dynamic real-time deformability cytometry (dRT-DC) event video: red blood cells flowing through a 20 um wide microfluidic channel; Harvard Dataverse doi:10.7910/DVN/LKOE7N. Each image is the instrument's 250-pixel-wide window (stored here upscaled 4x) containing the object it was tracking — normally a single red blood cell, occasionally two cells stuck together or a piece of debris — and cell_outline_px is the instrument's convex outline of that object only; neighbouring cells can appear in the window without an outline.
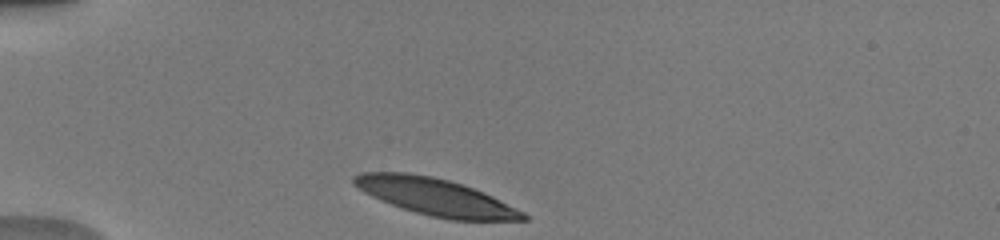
{"species": "human", "species_latin": "Homo sapiens", "temperature_condition": "warm", "stored_images_in_passage": 32, "camera_frame_rate_fps": 3000, "um_per_image_px": 0.085, "donor": {"sex": "male"}, "frame": {"image": 1, "passage_image": 1, "time_ms": 0.0, "image_size_px": [1000, 240], "cell_outline_px": [[528, 220], [452, 220], [432, 216], [416, 212], [380, 200], [364, 192], [352, 184], [352, 176], [360, 172], [408, 172], [432, 176], [448, 180], [472, 188], [492, 196], [524, 212], [528, 216]], "centroid_in_image_um": [36.98, 16.72], "position_along_channel_um": 48.0, "area_um2": 36.13}}
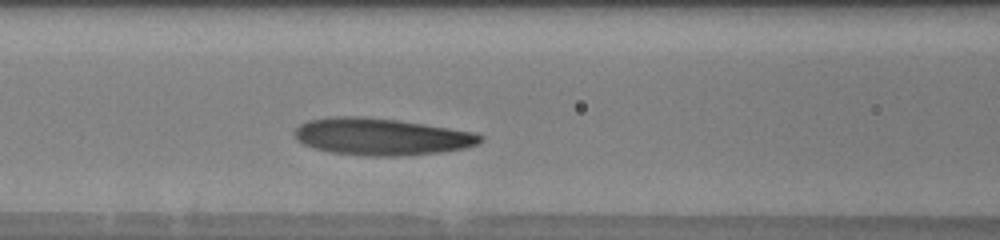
{"frame": {"image": 2, "passage_image": 10, "time_ms": 3.0, "image_size_px": [1000, 240], "cell_outline_px": [[484, 140], [480, 144], [464, 148], [440, 152], [396, 156], [364, 156], [332, 152], [316, 148], [304, 144], [296, 140], [292, 132], [300, 124], [308, 120], [332, 116], [360, 116], [396, 120], [424, 124], [472, 132], [484, 136]], "centroid_in_image_um": [32.39, 11.61], "position_along_channel_um": 134.2, "area_um2": 40.0}}
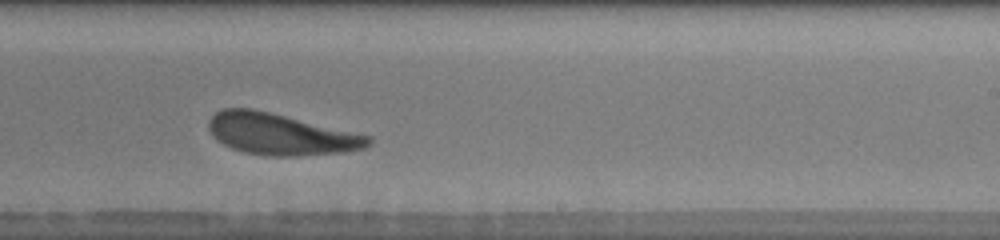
{"frame": {"image": 3, "passage_image": 20, "time_ms": 6.333, "image_size_px": [1000, 240], "cell_outline_px": [[372, 144], [364, 148], [344, 152], [296, 156], [264, 156], [244, 152], [232, 148], [224, 144], [208, 128], [208, 120], [216, 112], [224, 108], [252, 108], [372, 136]], "centroid_in_image_um": [23.88, 11.41], "position_along_channel_um": 265.1, "area_um2": 38.32}, "authors_computed_cell_mechanics": {"area_um2": 39.5063, "velocity_mm_per_s": 3.9392, "shape_relaxation_time_tau1_ms": 2.3884, "shape_relaxation_time_tau2_ms": 2.1101, "deformation_change_tau1": 0.1349, "deformation_change_tau2": 0.1172}}